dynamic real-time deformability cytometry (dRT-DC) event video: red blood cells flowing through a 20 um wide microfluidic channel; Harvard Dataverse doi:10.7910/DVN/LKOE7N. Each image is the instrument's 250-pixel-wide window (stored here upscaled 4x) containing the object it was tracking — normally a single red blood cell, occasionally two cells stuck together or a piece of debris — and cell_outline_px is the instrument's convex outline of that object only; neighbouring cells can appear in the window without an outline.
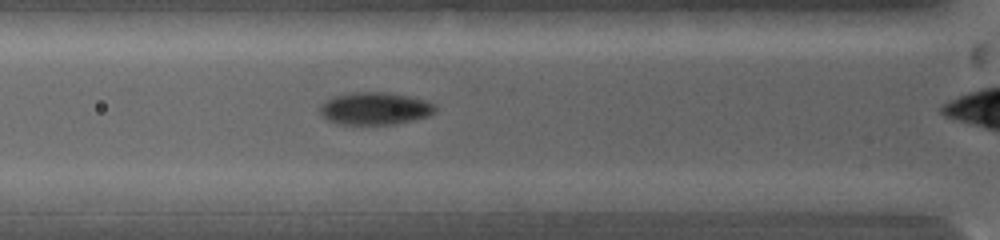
{"species": "common noctule bat (a hibernating species)", "species_latin": "Nyctalus noctula", "temperature_condition": "warm", "stored_images_in_passage": 32, "camera_frame_rate_fps": 5000, "um_per_image_px": 0.085, "animal": {"sex": "female", "body_mass_g": 19.0, "forearm_length_mm": 53.3}, "frame": {"image": 1, "passage_image": 2, "time_ms": 0.4, "image_size_px": [1000, 240], "cell_outline_px": [[436, 112], [428, 116], [396, 124], [336, 124], [328, 120], [320, 112], [320, 104], [332, 96], [352, 92], [384, 92], [408, 96], [424, 100], [436, 104]], "centroid_in_image_um": [31.86, 9.22], "position_along_channel_um": 93.9, "area_um2": 21.85}}
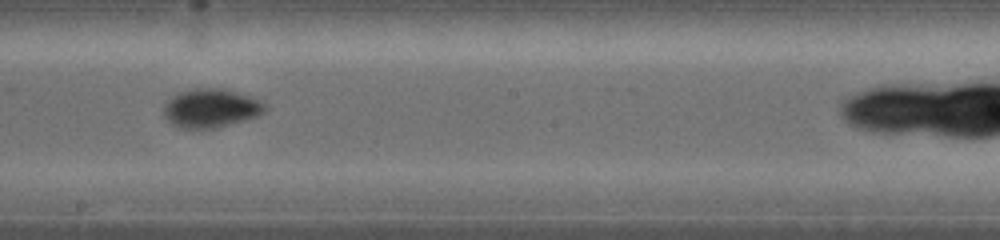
{"frame": {"image": 2, "passage_image": 11, "time_ms": 3.8, "image_size_px": [1000, 240], "cell_outline_px": [[268, 108], [264, 112], [256, 116], [216, 128], [176, 128], [164, 116], [164, 100], [180, 92], [192, 88], [224, 88], [252, 96], [268, 104]], "centroid_in_image_um": [17.92, 9.17], "position_along_channel_um": 230.3, "area_um2": 23.18}}
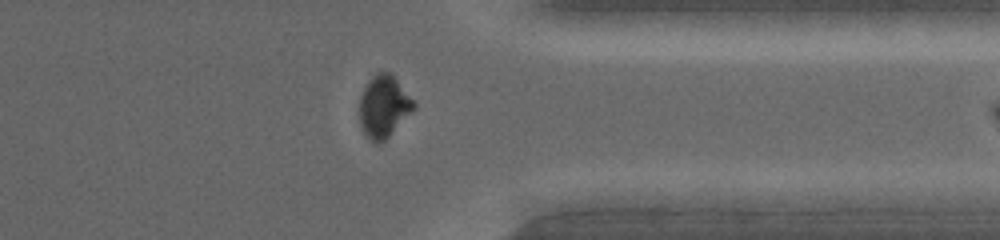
{"frame": {"image": 3, "passage_image": 21, "time_ms": 7.6, "image_size_px": [1000, 240], "cell_outline_px": [[416, 108], [384, 140], [376, 144], [368, 140], [364, 136], [360, 124], [360, 96], [364, 88], [376, 72], [388, 72], [396, 80], [416, 104]], "centroid_in_image_um": [32.59, 9.09], "position_along_channel_um": 378.8, "area_um2": 19.31}}